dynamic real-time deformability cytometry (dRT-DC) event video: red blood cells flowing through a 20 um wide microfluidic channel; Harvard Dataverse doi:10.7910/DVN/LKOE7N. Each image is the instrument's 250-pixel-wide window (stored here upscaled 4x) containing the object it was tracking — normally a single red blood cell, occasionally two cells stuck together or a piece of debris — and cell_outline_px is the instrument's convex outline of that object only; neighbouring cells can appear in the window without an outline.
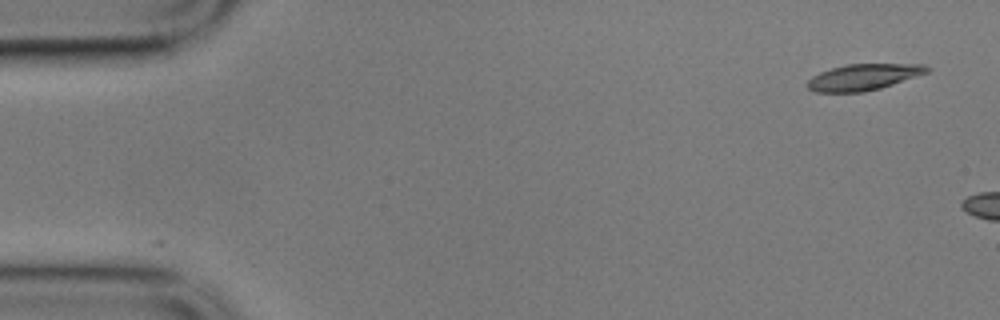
{"species": "common noctule bat (a hibernating species)", "species_latin": "Nyctalus noctula", "temperature_condition": "cold", "stored_images_in_passage": 5, "camera_frame_rate_fps": 3000, "um_per_image_px": 0.085, "animal": {"sex": "male", "body_mass_g": 17.9}, "frame": {"image": 1, "passage_image": 1, "time_ms": 0.0, "image_size_px": [1000, 320], "cell_outline_px": [[932, 68], [928, 72], [880, 88], [864, 92], [816, 92], [808, 88], [808, 80], [812, 76], [820, 72], [832, 68], [848, 64], [924, 64]], "centroid_in_image_um": [73.4, 6.55], "position_along_channel_um": 11.6, "area_um2": 18.09}}